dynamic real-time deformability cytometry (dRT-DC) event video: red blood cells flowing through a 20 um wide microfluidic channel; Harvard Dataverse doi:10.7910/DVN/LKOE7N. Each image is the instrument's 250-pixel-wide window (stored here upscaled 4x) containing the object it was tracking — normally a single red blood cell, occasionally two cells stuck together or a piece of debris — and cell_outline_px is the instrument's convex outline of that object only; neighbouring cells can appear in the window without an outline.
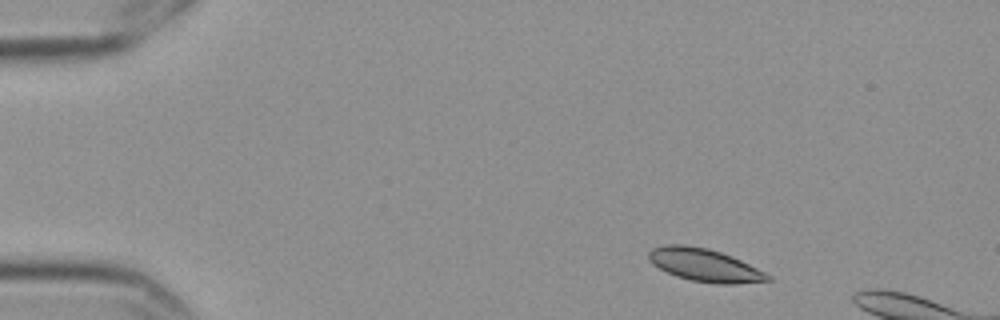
{"species": "Egyptian fruit bat (a non-hibernating species)", "species_latin": "Rousettus aegyptiacus", "temperature_condition": "cold", "stored_images_in_passage": 4, "camera_frame_rate_fps": 3000, "um_per_image_px": 0.085, "frame": {"image": 1, "passage_image": 2, "time_ms": 0.333, "image_size_px": [1000, 320], "cell_outline_px": [[772, 280], [736, 284], [716, 284], [692, 280], [676, 276], [652, 264], [648, 260], [648, 252], [652, 248], [664, 244], [684, 244], [708, 248], [732, 256], [772, 276]], "centroid_in_image_um": [59.87, 22.52], "position_along_channel_um": 25.1, "area_um2": 22.77}}